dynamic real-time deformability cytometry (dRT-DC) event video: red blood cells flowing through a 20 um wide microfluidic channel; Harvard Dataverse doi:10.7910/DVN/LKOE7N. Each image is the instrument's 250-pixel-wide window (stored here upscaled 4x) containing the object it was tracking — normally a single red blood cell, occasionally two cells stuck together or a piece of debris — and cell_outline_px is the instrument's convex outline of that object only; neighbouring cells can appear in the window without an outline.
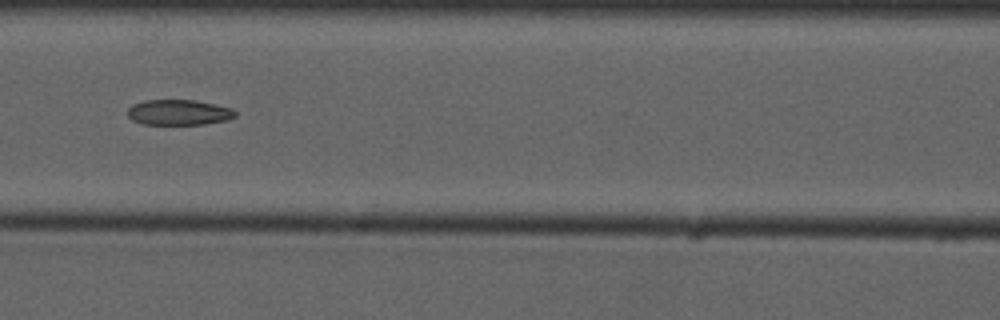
{"species": "common noctule bat (a hibernating species)", "species_latin": "Nyctalus noctula", "temperature_condition": "cold", "stored_images_in_passage": 9, "camera_frame_rate_fps": 3000, "um_per_image_px": 0.085, "animal": {"sex": "male", "forearm_length_mm": 52.5}, "frame": {"image": 1, "passage_image": 6, "time_ms": 6.0, "image_size_px": [1000, 320], "cell_outline_px": [[236, 116], [228, 120], [204, 124], [144, 124], [132, 120], [128, 116], [128, 108], [132, 104], [144, 100], [196, 100], [216, 104], [232, 108], [236, 112]], "centroid_in_image_um": [15.21, 9.54], "position_along_channel_um": 151.4, "area_um2": 16.07}}
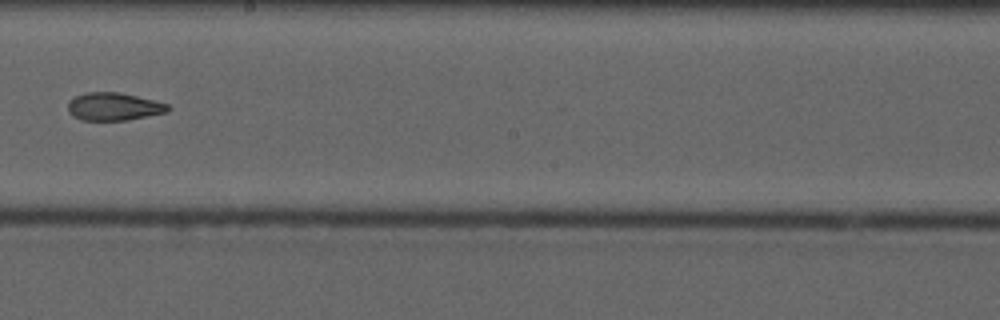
{"frame": {"image": 2, "passage_image": 8, "time_ms": 8.333, "image_size_px": [1000, 320], "cell_outline_px": [[172, 108], [168, 112], [124, 120], [80, 120], [72, 116], [68, 112], [68, 100], [84, 92], [120, 92], [168, 104]], "centroid_in_image_um": [9.63, 9.05], "position_along_channel_um": 238.6, "area_um2": 16.24}}
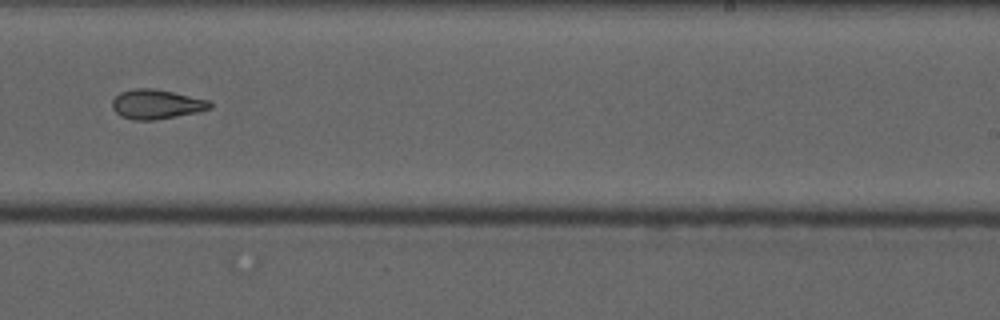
{"frame": {"image": 3, "passage_image": 9, "time_ms": 9.333, "image_size_px": [1000, 320], "cell_outline_px": [[212, 108], [196, 112], [156, 120], [132, 120], [120, 116], [112, 108], [112, 100], [120, 92], [132, 88], [156, 88], [208, 100], [212, 104]], "centroid_in_image_um": [13.26, 8.85], "position_along_channel_um": 275.7, "area_um2": 16.88}}